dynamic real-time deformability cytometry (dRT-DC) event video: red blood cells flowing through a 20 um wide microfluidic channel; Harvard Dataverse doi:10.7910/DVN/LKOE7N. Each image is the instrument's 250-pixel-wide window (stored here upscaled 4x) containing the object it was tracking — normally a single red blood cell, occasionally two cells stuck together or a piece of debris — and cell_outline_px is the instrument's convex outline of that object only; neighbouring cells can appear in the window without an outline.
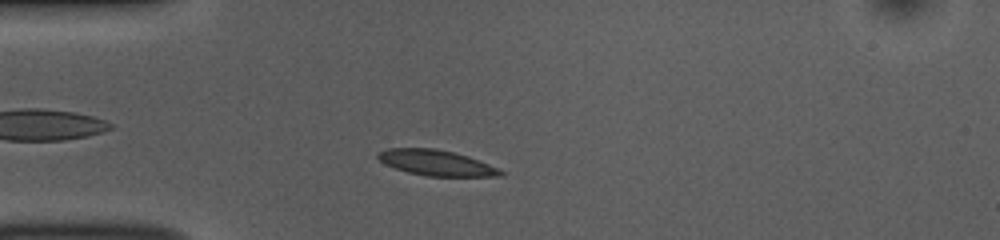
{"species": "common noctule bat (a hibernating species)", "species_latin": "Nyctalus noctula", "temperature_condition": "room temperature", "stored_images_in_passage": 46, "camera_frame_rate_fps": 3000, "um_per_image_px": 0.085, "animal": {"sex": "female", "body_mass_g": 10.0, "forearm_length_mm": 53.1}, "frame": {"image": 1, "passage_image": 7, "time_ms": 2.0, "image_size_px": [1000, 240], "cell_outline_px": [[504, 176], [428, 176], [408, 172], [384, 164], [376, 156], [376, 152], [388, 148], [436, 148], [468, 156], [500, 168], [504, 172]], "centroid_in_image_um": [37.08, 13.83], "position_along_channel_um": 47.9, "area_um2": 18.32}}
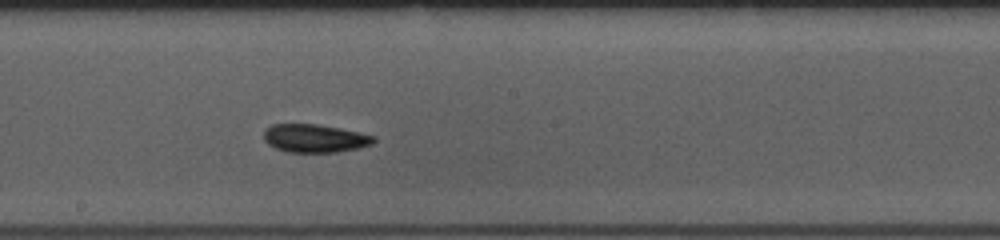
{"frame": {"image": 2, "passage_image": 22, "time_ms": 7.0, "image_size_px": [1000, 240], "cell_outline_px": [[376, 140], [372, 144], [360, 148], [336, 152], [288, 152], [276, 148], [268, 144], [264, 140], [264, 128], [272, 124], [316, 124], [340, 128], [360, 132], [376, 136]], "centroid_in_image_um": [26.77, 11.75], "position_along_channel_um": 221.4, "area_um2": 18.21}}
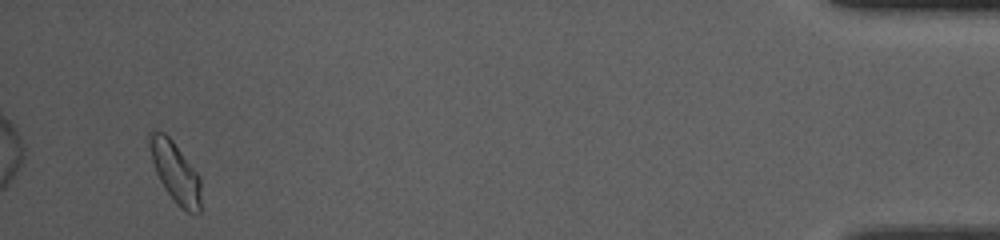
{"frame": {"image": 3, "passage_image": 44, "time_ms": 14.333, "image_size_px": [1000, 240], "cell_outline_px": [[200, 212], [188, 212], [180, 208], [176, 204], [164, 188], [156, 172], [152, 160], [148, 140], [148, 132], [164, 132], [172, 140], [200, 176]], "centroid_in_image_um": [14.9, 14.64], "position_along_channel_um": 420.3, "area_um2": 17.92}, "authors_computed_cell_mechanics": {"area_um2": 17.8602, "velocity_mm_per_s": 3.7345, "shape_relaxation_time_tau1_ms": 3.1111, "shape_relaxation_time_tau2_ms": null, "deformation_change_tau1": 0.0957, "deformation_change_tau2": null}}